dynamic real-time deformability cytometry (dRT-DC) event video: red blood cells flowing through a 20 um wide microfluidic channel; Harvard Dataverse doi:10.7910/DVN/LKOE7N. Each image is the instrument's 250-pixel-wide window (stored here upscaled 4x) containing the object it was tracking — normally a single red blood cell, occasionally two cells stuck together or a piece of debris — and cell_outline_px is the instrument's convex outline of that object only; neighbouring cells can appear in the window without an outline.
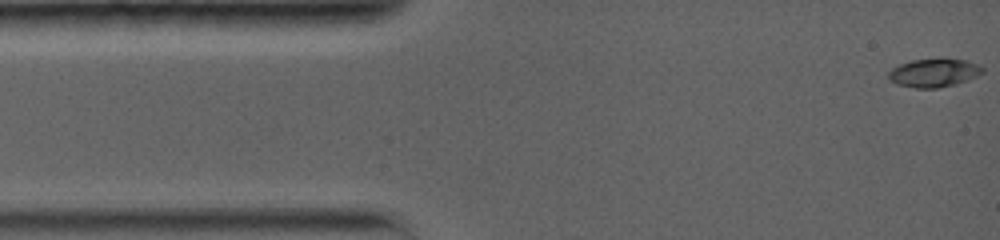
{"species": "common noctule bat (a hibernating species)", "species_latin": "Nyctalus noctula", "temperature_condition": "warm", "stored_images_in_passage": 34, "camera_frame_rate_fps": 5000, "um_per_image_px": 0.085, "animal": {"sex": "female", "body_mass_g": 19.0, "forearm_length_mm": 56.7}, "frame": {"image": 1, "passage_image": 1, "time_ms": 0.0, "image_size_px": [1000, 240], "cell_outline_px": [[984, 72], [968, 80], [956, 84], [936, 88], [916, 88], [896, 84], [888, 80], [888, 72], [892, 68], [900, 64], [912, 60], [940, 56], [968, 60], [984, 68]], "centroid_in_image_um": [79.39, 6.15], "position_along_channel_um": 5.6, "area_um2": 16.13}}
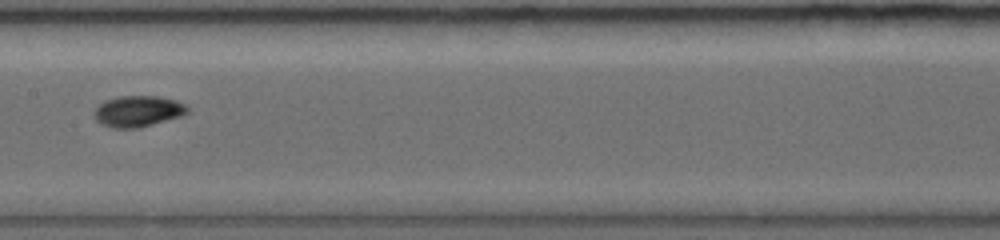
{"frame": {"image": 2, "passage_image": 15, "time_ms": 7.0, "image_size_px": [1000, 240], "cell_outline_px": [[188, 112], [180, 116], [152, 124], [136, 128], [112, 128], [96, 120], [92, 112], [104, 100], [120, 96], [156, 96], [176, 100], [184, 104], [188, 108]], "centroid_in_image_um": [11.69, 9.44], "position_along_channel_um": 195.7, "area_um2": 16.7}}
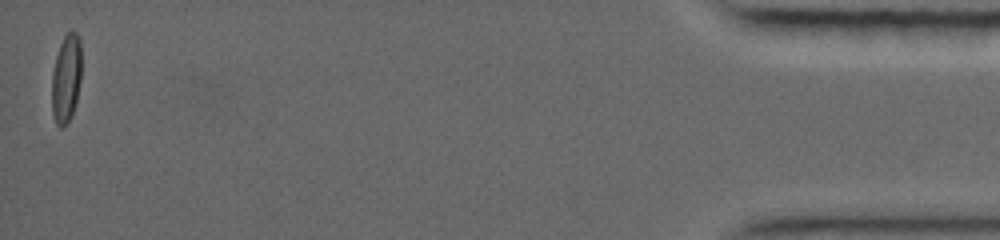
{"frame": {"image": 3, "passage_image": 34, "time_ms": 16.4, "image_size_px": [1000, 240], "cell_outline_px": [[80, 80], [76, 100], [72, 112], [68, 120], [60, 128], [56, 124], [52, 112], [52, 72], [56, 56], [60, 44], [64, 36], [68, 32], [76, 32], [80, 40]], "centroid_in_image_um": [5.61, 6.64], "position_along_channel_um": 429.6, "area_um2": 14.91}, "authors_computed_cell_mechanics": {"area_um2": 15.7505, "velocity_mm_per_s": 3.863, "shape_relaxation_time_tau1_ms": 4.661, "shape_relaxation_time_tau2_ms": 1.5643, "deformation_change_tau1": 0.1775, "deformation_change_tau2": 0.0353}}